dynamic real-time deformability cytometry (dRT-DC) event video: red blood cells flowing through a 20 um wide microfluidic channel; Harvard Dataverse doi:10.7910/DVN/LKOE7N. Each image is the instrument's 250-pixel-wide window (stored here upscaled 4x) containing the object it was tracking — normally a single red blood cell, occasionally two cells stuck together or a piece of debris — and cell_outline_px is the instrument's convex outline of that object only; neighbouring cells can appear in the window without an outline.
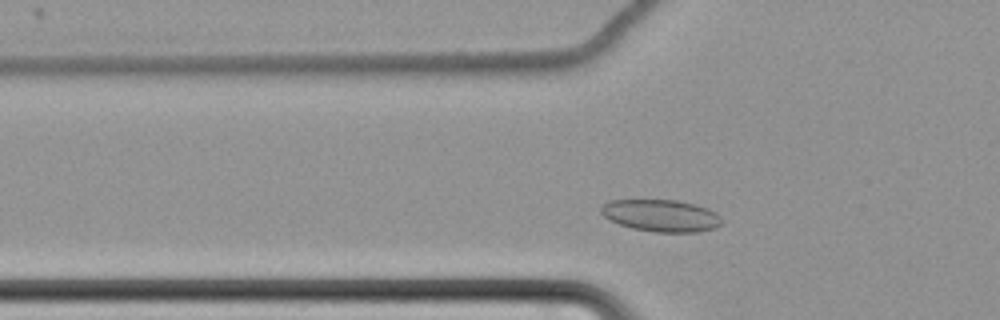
{"species": "common noctule bat (a hibernating species)", "species_latin": "Nyctalus noctula", "temperature_condition": "cold", "stored_images_in_passage": 41, "camera_frame_rate_fps": 3000, "um_per_image_px": 0.085, "animal": {"sex": "female", "body_mass_g": 22.7, "forearm_length_mm": 54.2}, "frame": {"image": 1, "passage_image": 9, "time_ms": 2.667, "image_size_px": [1000, 320], "cell_outline_px": [[724, 224], [716, 228], [696, 232], [652, 232], [632, 228], [608, 220], [600, 212], [600, 208], [608, 200], [676, 200], [708, 208], [716, 212], [724, 220]], "centroid_in_image_um": [56.22, 18.33], "position_along_channel_um": 69.6, "area_um2": 22.77}}
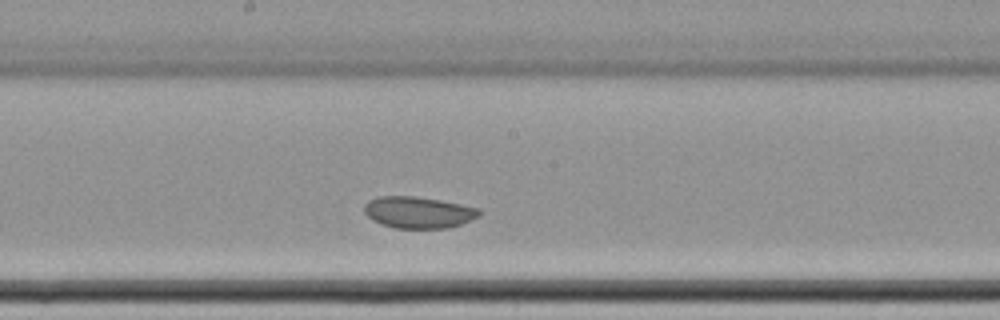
{"frame": {"image": 2, "passage_image": 22, "time_ms": 7.0, "image_size_px": [1000, 320], "cell_outline_px": [[480, 216], [460, 224], [448, 228], [396, 228], [380, 224], [372, 220], [364, 212], [364, 204], [368, 200], [380, 196], [416, 196], [440, 200], [480, 208]], "centroid_in_image_um": [35.54, 18.04], "position_along_channel_um": 212.7, "area_um2": 21.21}}
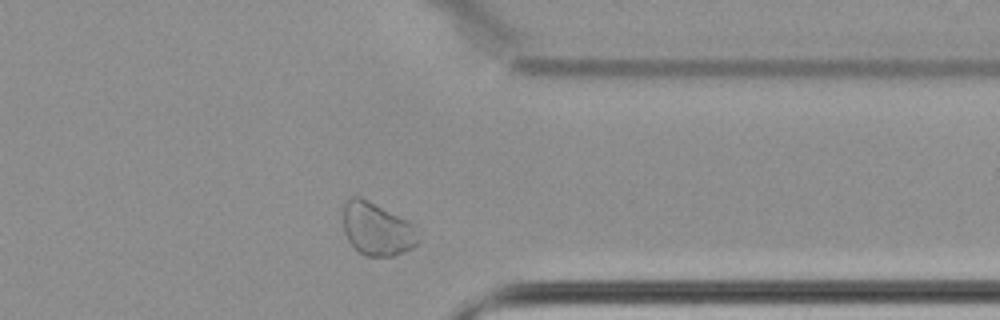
{"frame": {"image": 3, "passage_image": 37, "time_ms": 12.0, "image_size_px": [1000, 320], "cell_outline_px": [[420, 240], [412, 248], [404, 252], [392, 256], [368, 256], [360, 252], [348, 240], [344, 232], [344, 204], [352, 196], [360, 196], [416, 224], [420, 228]], "centroid_in_image_um": [32.12, 19.46], "position_along_channel_um": 379.3, "area_um2": 23.41}}